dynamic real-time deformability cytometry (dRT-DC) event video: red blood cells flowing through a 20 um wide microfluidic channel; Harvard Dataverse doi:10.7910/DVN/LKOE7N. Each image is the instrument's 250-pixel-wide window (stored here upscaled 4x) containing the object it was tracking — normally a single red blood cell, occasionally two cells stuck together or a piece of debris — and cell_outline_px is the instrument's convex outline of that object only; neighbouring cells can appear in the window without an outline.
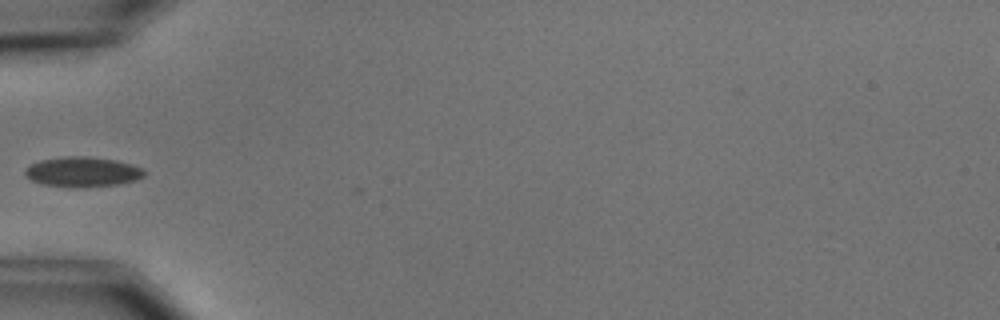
{"species": "common noctule bat (a hibernating species)", "species_latin": "Nyctalus noctula", "temperature_condition": "cold", "stored_images_in_passage": 4, "camera_frame_rate_fps": 3000, "um_per_image_px": 0.085, "animal": {"sex": "male", "body_mass_g": 15.6}, "frame": {"image": 1, "passage_image": 4, "time_ms": 4.333, "image_size_px": [1000, 320], "cell_outline_px": [[144, 176], [136, 180], [120, 184], [84, 188], [68, 188], [44, 184], [32, 180], [24, 176], [24, 168], [40, 160], [64, 156], [88, 156], [116, 160], [132, 164], [144, 168]], "centroid_in_image_um": [7.02, 14.62], "position_along_channel_um": 78.0, "area_um2": 21.27}}